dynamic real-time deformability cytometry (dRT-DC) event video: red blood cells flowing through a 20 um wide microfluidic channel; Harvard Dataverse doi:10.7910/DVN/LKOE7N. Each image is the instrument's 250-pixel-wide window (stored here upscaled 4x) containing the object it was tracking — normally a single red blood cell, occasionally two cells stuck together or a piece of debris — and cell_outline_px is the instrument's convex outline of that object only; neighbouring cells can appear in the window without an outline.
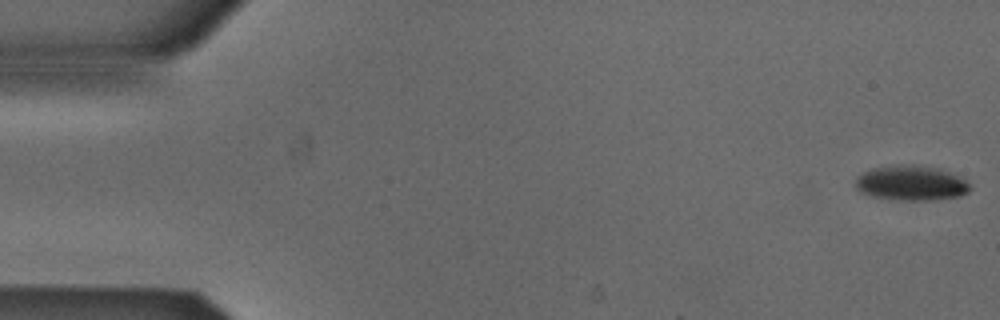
{"species": "Egyptian fruit bat (a non-hibernating species)", "species_latin": "Rousettus aegyptiacus", "temperature_condition": "cold", "stored_images_in_passage": 6, "camera_frame_rate_fps": 3000, "um_per_image_px": 0.085, "animal": {"sex": "male"}, "frame": {"image": 1, "passage_image": 1, "time_ms": 0.0, "image_size_px": [1000, 320], "cell_outline_px": [[972, 188], [968, 192], [960, 196], [932, 200], [900, 200], [872, 196], [860, 192], [856, 188], [856, 176], [872, 168], [912, 164], [940, 168], [964, 180]], "centroid_in_image_um": [77.44, 15.56], "position_along_channel_um": 7.6, "area_um2": 23.12}}